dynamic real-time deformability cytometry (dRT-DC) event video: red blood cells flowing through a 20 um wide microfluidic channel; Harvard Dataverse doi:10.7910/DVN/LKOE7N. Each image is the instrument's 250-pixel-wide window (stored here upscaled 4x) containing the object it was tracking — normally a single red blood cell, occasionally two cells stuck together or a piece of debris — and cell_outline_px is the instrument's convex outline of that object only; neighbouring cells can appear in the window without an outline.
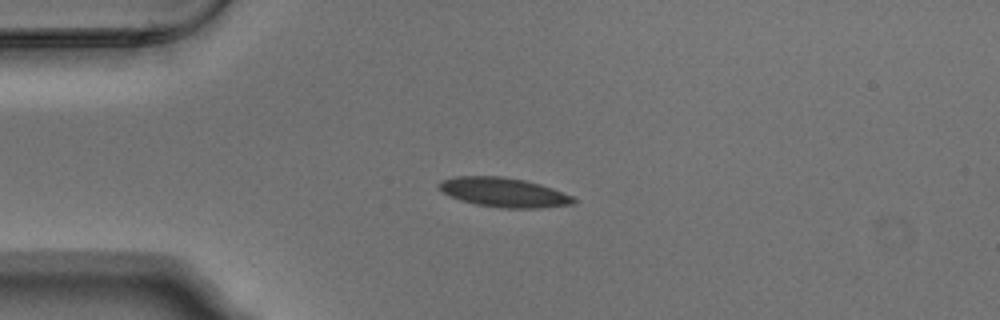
{"species": "Egyptian fruit bat (a non-hibernating species)", "species_latin": "Rousettus aegyptiacus", "temperature_condition": "warm", "stored_images_in_passage": 5, "camera_frame_rate_fps": 3000, "um_per_image_px": 0.085, "animal": {"sex": "male"}, "frame": {"image": 1, "passage_image": 1, "time_ms": 0.0, "image_size_px": [1000, 320], "cell_outline_px": [[576, 204], [540, 208], [500, 208], [476, 204], [460, 200], [440, 192], [436, 188], [436, 184], [440, 180], [452, 176], [500, 176], [524, 180], [540, 184], [552, 188], [572, 196], [576, 200]], "centroid_in_image_um": [42.75, 16.35], "position_along_channel_um": 42.2, "area_um2": 23.35}}
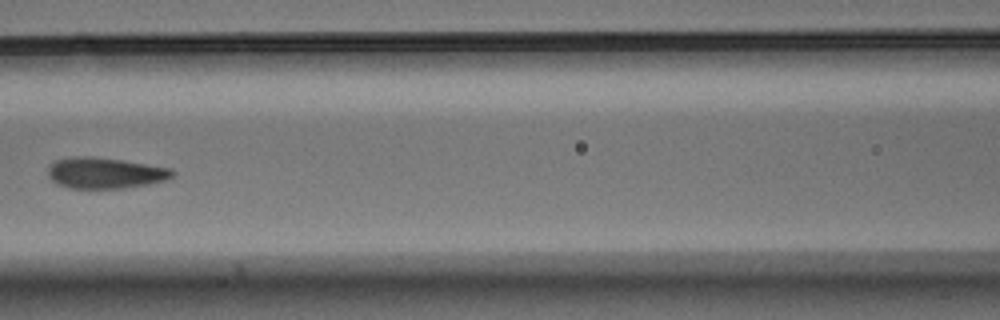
{"frame": {"image": 2, "passage_image": 4, "time_ms": 1.0, "image_size_px": [1000, 320], "cell_outline_px": [[176, 172], [172, 176], [164, 180], [148, 184], [124, 188], [68, 188], [56, 184], [48, 176], [48, 164], [56, 160], [76, 156], [92, 156], [120, 160], [172, 168]], "centroid_in_image_um": [8.89, 14.7], "position_along_channel_um": 157.7, "area_um2": 22.48}}
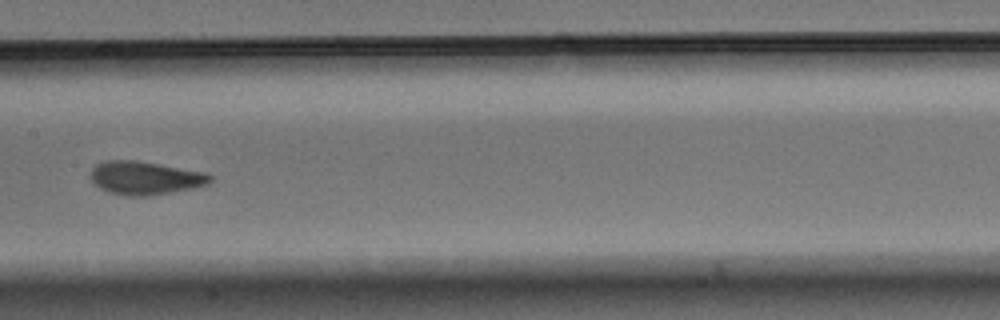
{"frame": {"image": 3, "passage_image": 5, "time_ms": 1.333, "image_size_px": [1000, 320], "cell_outline_px": [[212, 180], [208, 184], [192, 188], [148, 196], [128, 196], [108, 192], [100, 188], [92, 180], [92, 168], [96, 164], [104, 160], [136, 160], [160, 164], [204, 172], [212, 176]], "centroid_in_image_um": [12.33, 15.12], "position_along_channel_um": 195.1, "area_um2": 23.06}}